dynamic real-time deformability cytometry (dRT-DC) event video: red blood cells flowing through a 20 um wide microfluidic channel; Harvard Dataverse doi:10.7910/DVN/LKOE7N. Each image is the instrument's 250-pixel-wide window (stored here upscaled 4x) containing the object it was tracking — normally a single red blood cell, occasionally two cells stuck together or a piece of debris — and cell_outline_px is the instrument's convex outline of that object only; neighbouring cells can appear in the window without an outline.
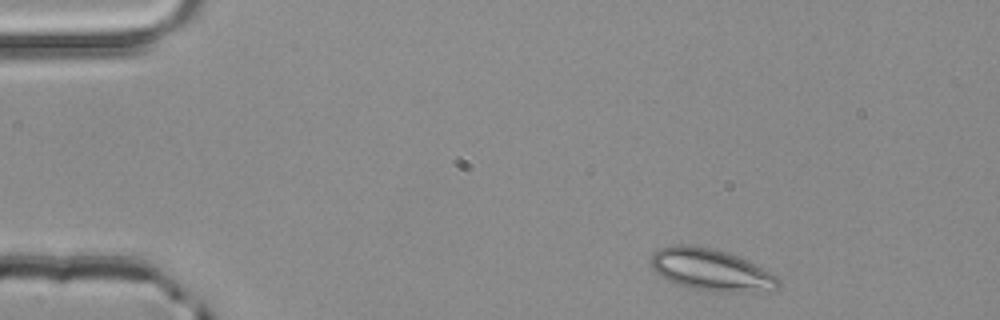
{"species": "common noctule bat (a hibernating species)", "species_latin": "Nyctalus noctula", "temperature_condition": "room temperature", "stored_images_in_passage": 3, "camera_frame_rate_fps": 3000, "um_per_image_px": 0.085, "animal": {"sex": "male", "body_mass_g": 20.4}, "frame": {"image": 1, "passage_image": 1, "time_ms": 0.0, "image_size_px": [1000, 320], "cell_outline_px": [[780, 284], [776, 288], [756, 292], [716, 292], [692, 288], [668, 280], [660, 276], [652, 268], [652, 256], [660, 248], [672, 244], [688, 244], [712, 248], [728, 252], [748, 260], [756, 264], [776, 276], [780, 280]], "centroid_in_image_um": [60.46, 22.93], "position_along_channel_um": 24.5, "area_um2": 31.04}}